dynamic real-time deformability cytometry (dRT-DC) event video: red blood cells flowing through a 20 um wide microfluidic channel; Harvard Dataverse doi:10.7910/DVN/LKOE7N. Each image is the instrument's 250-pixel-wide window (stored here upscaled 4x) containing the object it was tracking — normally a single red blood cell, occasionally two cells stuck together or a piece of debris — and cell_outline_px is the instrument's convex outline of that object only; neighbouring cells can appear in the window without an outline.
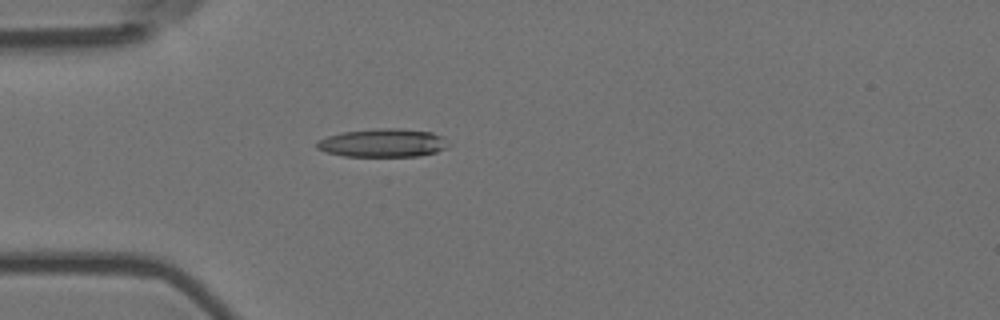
{"species": "Egyptian fruit bat (a non-hibernating species)", "species_latin": "Rousettus aegyptiacus", "temperature_condition": "room temperature", "stored_images_in_passage": 38, "camera_frame_rate_fps": 3000, "um_per_image_px": 0.085, "animal": {"sex": "female"}, "frame": {"image": 1, "passage_image": 1, "time_ms": 0.0, "image_size_px": [1000, 320], "cell_outline_px": [[452, 144], [448, 148], [436, 152], [416, 156], [344, 156], [328, 152], [316, 148], [316, 144], [320, 140], [328, 136], [344, 132], [380, 128], [400, 128], [432, 132], [444, 136]], "centroid_in_image_um": [32.64, 12.14], "position_along_channel_um": 52.4, "area_um2": 21.79}}
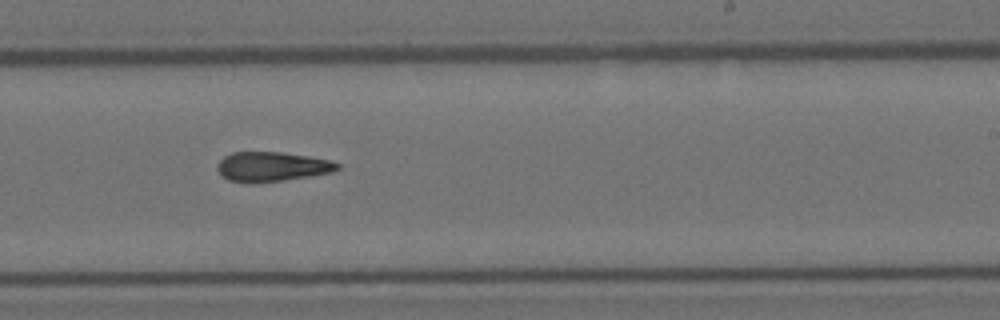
{"frame": {"image": 2, "passage_image": 19, "time_ms": 6.0, "image_size_px": [1000, 320], "cell_outline_px": [[340, 168], [332, 172], [284, 180], [248, 184], [228, 180], [220, 176], [216, 168], [216, 164], [224, 156], [232, 152], [280, 152], [308, 156], [332, 160], [340, 164]], "centroid_in_image_um": [23.06, 14.17], "position_along_channel_um": 265.9, "area_um2": 20.98}}
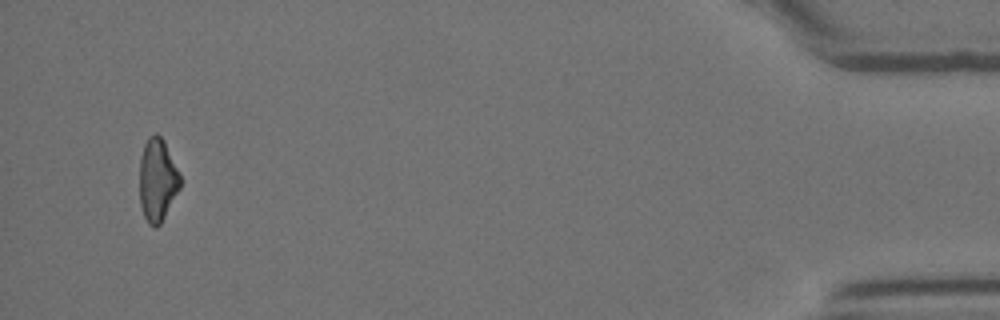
{"frame": {"image": 3, "passage_image": 38, "time_ms": 12.333, "image_size_px": [1000, 320], "cell_outline_px": [[180, 188], [160, 224], [156, 228], [152, 228], [148, 224], [144, 216], [140, 204], [140, 156], [144, 144], [148, 136], [156, 132], [164, 140], [180, 172]], "centroid_in_image_um": [13.38, 15.28], "position_along_channel_um": 421.8, "area_um2": 19.83}}